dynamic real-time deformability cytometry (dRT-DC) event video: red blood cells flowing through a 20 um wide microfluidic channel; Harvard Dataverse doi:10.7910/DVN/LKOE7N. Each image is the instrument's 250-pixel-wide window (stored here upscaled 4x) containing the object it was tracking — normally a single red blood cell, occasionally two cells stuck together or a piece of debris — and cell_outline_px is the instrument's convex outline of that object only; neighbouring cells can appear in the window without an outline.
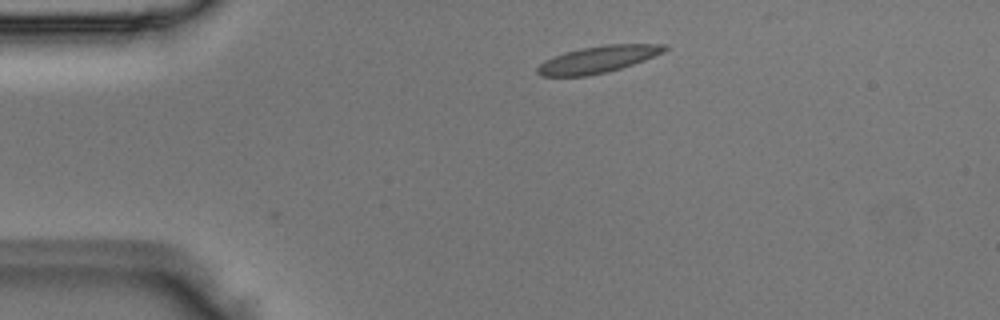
{"species": "Egyptian fruit bat (a non-hibernating species)", "species_latin": "Rousettus aegyptiacus", "temperature_condition": "room temperature", "stored_images_in_passage": 2, "camera_frame_rate_fps": 3000, "um_per_image_px": 0.085, "animal": {"sex": "male"}, "frame": {"image": 1, "passage_image": 2, "time_ms": 0.333, "image_size_px": [1000, 320], "cell_outline_px": [[668, 48], [664, 52], [644, 60], [608, 72], [588, 76], [540, 76], [536, 72], [536, 68], [544, 60], [564, 52], [580, 48], [604, 44], [668, 44]], "centroid_in_image_um": [50.81, 5.04], "position_along_channel_um": 34.2, "area_um2": 20.0}}